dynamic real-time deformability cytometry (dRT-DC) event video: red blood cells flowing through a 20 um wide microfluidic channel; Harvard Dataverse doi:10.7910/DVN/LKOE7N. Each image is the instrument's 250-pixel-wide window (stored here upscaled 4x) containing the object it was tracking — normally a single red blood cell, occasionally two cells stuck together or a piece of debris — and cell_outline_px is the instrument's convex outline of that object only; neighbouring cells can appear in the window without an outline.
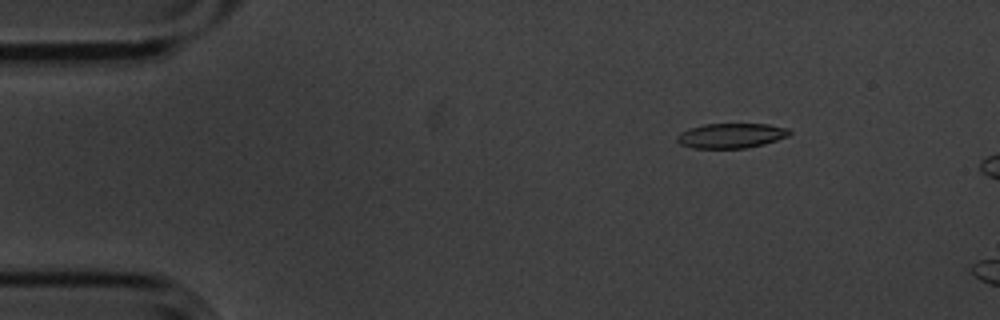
{"species": "common noctule bat (a hibernating species)", "species_latin": "Nyctalus noctula", "temperature_condition": "cold", "stored_images_in_passage": 2, "camera_frame_rate_fps": 3000, "um_per_image_px": 0.085, "animal": {"sex": "male", "body_mass_g": 20.1, "forearm_length_mm": 53.5}, "frame": {"image": 1, "passage_image": 1, "time_ms": 0.0, "image_size_px": [1000, 320], "cell_outline_px": [[792, 132], [788, 136], [764, 144], [744, 148], [696, 148], [680, 144], [676, 140], [676, 136], [680, 132], [704, 124], [768, 124], [788, 128]], "centroid_in_image_um": [62.15, 11.53], "position_along_channel_um": 22.8, "area_um2": 16.18}}